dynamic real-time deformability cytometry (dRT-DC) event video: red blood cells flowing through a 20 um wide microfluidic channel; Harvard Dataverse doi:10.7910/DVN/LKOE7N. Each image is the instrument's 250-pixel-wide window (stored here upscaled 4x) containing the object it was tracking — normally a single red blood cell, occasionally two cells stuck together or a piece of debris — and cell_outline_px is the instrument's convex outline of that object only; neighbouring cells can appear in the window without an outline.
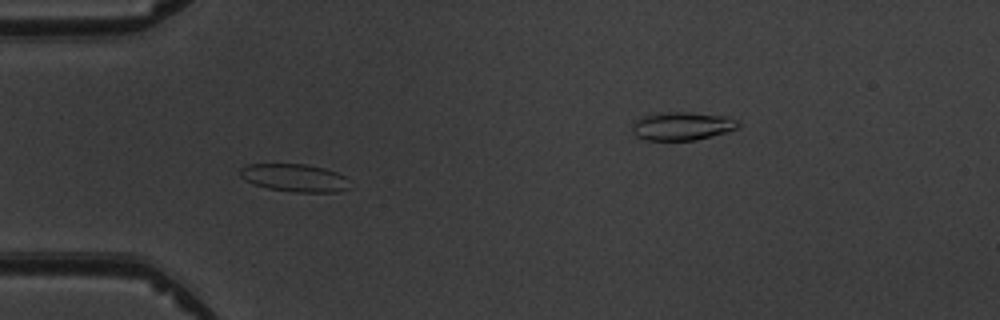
{"species": "common noctule bat (a hibernating species)", "species_latin": "Nyctalus noctula", "temperature_condition": "warm", "stored_images_in_passage": 6, "camera_frame_rate_fps": 3000, "um_per_image_px": 0.085, "animal": {"sex": "male", "body_mass_g": 19.5, "forearm_length_mm": 54.6}, "frame": {"image": 1, "passage_image": 4, "time_ms": 3.667, "image_size_px": [1000, 320], "cell_outline_px": [[348, 188], [336, 192], [292, 192], [268, 188], [252, 184], [244, 180], [240, 176], [240, 168], [248, 164], [308, 164], [324, 168], [336, 172], [344, 176]], "centroid_in_image_um": [24.97, 15.11], "position_along_channel_um": 60.0, "area_um2": 17.69}}